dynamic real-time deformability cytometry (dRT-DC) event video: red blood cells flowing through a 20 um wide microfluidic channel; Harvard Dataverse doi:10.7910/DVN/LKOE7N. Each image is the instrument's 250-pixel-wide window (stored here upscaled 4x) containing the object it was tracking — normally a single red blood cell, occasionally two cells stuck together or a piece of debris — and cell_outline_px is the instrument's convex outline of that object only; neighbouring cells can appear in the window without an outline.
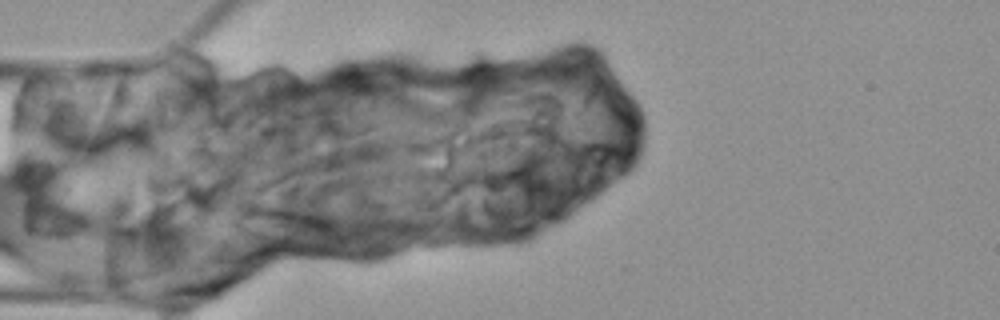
{"species": "Egyptian fruit bat (a non-hibernating species)", "species_latin": "Rousettus aegyptiacus", "temperature_condition": "cold", "stored_images_in_passage": 7, "segment_of_instrument_passage": [1, 2], "camera_frame_rate_fps": 3000, "um_per_image_px": 0.085, "animal": {"sex": "female"}, "frame": {"image": 1, "passage_image": 1, "time_ms": 0.0, "image_size_px": [1000, 320], "cell_outline_px": [[360, 260], [344, 260], [316, 256], [256, 244], [248, 240], [232, 224], [232, 220], [248, 204], [260, 200], [304, 208], [324, 212], [336, 220]], "centroid_in_image_um": [24.99, 19.57], "position_along_channel_um": 60.0, "area_um2": 33.87}}